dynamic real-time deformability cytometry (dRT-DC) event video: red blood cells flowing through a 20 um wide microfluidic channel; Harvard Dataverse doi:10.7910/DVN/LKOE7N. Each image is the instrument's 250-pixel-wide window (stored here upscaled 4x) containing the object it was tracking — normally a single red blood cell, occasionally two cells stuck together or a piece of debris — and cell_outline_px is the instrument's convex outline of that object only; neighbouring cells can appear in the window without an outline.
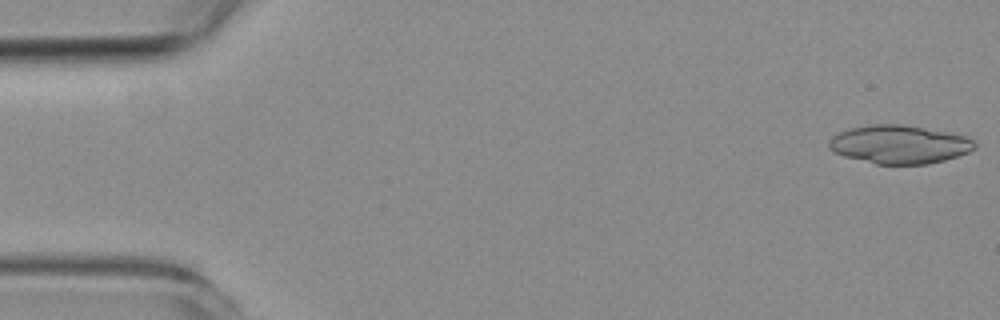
{"species": "common noctule bat (a hibernating species)", "species_latin": "Nyctalus noctula", "temperature_condition": "room temperature", "stored_images_in_passage": 36, "camera_frame_rate_fps": 3000, "um_per_image_px": 0.085, "animal": {"sex": "female", "body_mass_g": 19.3, "forearm_length_mm": 54.1}, "frame": {"image": 1, "passage_image": 1, "time_ms": 0.0, "image_size_px": [1000, 320], "cell_outline_px": [[976, 148], [968, 152], [944, 160], [928, 164], [876, 164], [844, 156], [832, 152], [828, 148], [828, 140], [832, 136], [840, 132], [852, 128], [872, 124], [900, 124], [924, 128], [964, 136], [972, 140], [976, 144]], "centroid_in_image_um": [76.39, 12.28], "position_along_channel_um": 8.6, "area_um2": 32.37}}
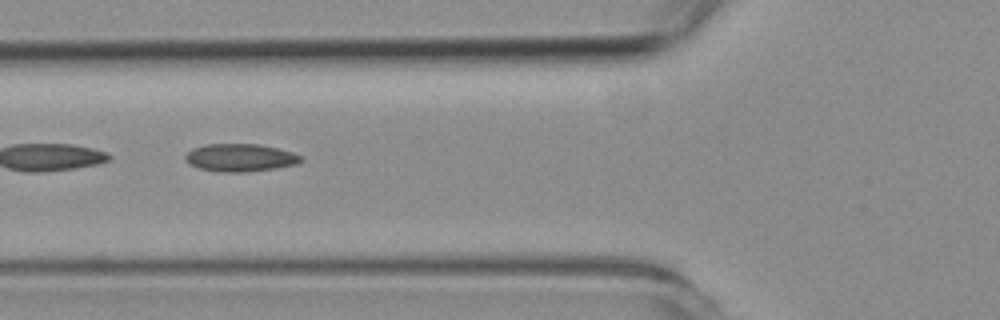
{"frame": {"image": 2, "passage_image": 20, "time_ms": 6.333, "image_size_px": [1000, 320], "cell_outline_px": [[304, 156], [296, 164], [276, 168], [248, 172], [220, 172], [200, 168], [188, 164], [184, 160], [184, 156], [192, 148], [208, 144], [260, 144], [292, 152]], "centroid_in_image_um": [20.39, 13.4], "position_along_channel_um": 105.4, "area_um2": 18.73}}
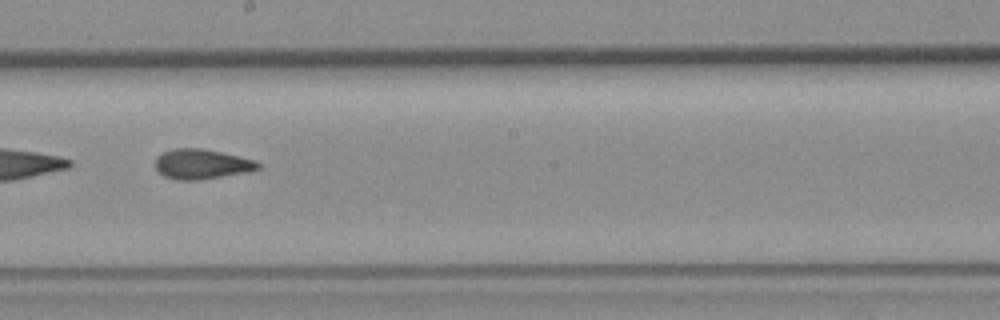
{"frame": {"image": 3, "passage_image": 30, "time_ms": 9.667, "image_size_px": [1000, 320], "cell_outline_px": [[260, 168], [248, 172], [200, 180], [180, 180], [164, 176], [156, 168], [156, 156], [164, 152], [176, 148], [204, 148], [256, 160], [260, 164]], "centroid_in_image_um": [17.17, 13.94], "position_along_channel_um": 231.0, "area_um2": 17.92}}